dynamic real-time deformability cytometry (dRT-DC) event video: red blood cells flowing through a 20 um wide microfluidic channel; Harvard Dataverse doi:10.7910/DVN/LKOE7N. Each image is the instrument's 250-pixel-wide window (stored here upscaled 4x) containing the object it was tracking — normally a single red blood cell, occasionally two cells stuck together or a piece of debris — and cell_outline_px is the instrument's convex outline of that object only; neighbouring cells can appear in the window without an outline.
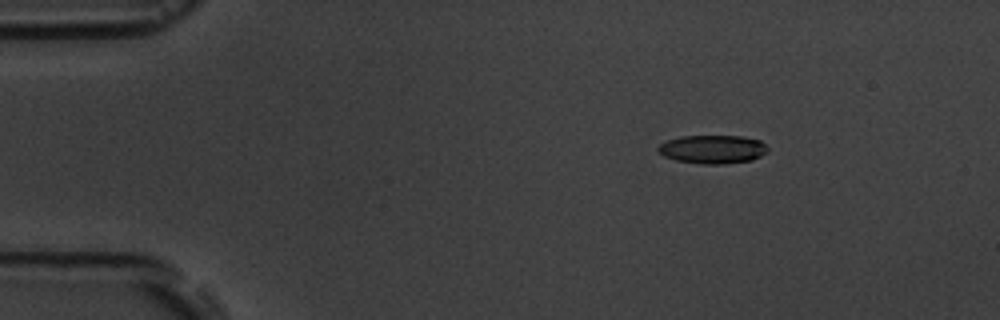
{"species": "common noctule bat (a hibernating species)", "species_latin": "Nyctalus noctula", "temperature_condition": "room temperature", "stored_images_in_passage": 5, "camera_frame_rate_fps": 3000, "um_per_image_px": 0.085, "animal": {"sex": "male", "body_mass_g": 19.5, "forearm_length_mm": 54.6}, "frame": {"image": 1, "passage_image": 2, "time_ms": 1.333, "image_size_px": [1000, 320], "cell_outline_px": [[768, 152], [752, 160], [724, 164], [704, 164], [676, 160], [664, 156], [656, 148], [660, 144], [668, 140], [680, 136], [740, 136], [760, 140], [768, 148]], "centroid_in_image_um": [60.59, 12.69], "position_along_channel_um": 24.4, "area_um2": 18.15}}
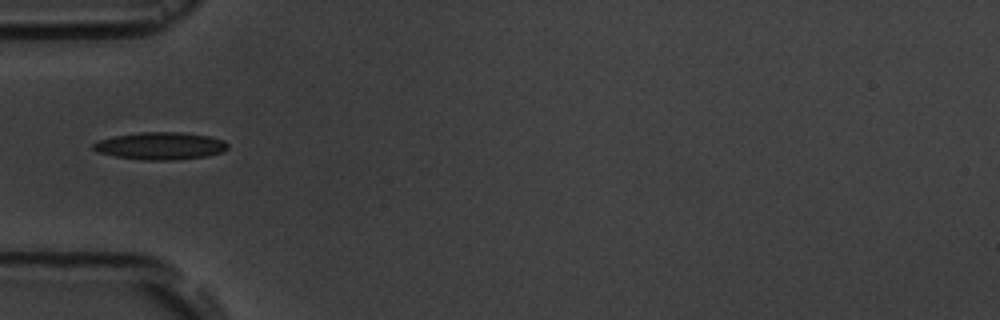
{"frame": {"image": 2, "passage_image": 5, "time_ms": 4.667, "image_size_px": [1000, 320], "cell_outline_px": [[228, 148], [224, 152], [208, 156], [176, 160], [144, 160], [116, 156], [100, 152], [92, 148], [92, 144], [100, 140], [112, 136], [140, 132], [180, 132], [208, 136], [224, 140], [228, 144]], "centroid_in_image_um": [13.68, 12.4], "position_along_channel_um": 71.3, "area_um2": 21.5}}